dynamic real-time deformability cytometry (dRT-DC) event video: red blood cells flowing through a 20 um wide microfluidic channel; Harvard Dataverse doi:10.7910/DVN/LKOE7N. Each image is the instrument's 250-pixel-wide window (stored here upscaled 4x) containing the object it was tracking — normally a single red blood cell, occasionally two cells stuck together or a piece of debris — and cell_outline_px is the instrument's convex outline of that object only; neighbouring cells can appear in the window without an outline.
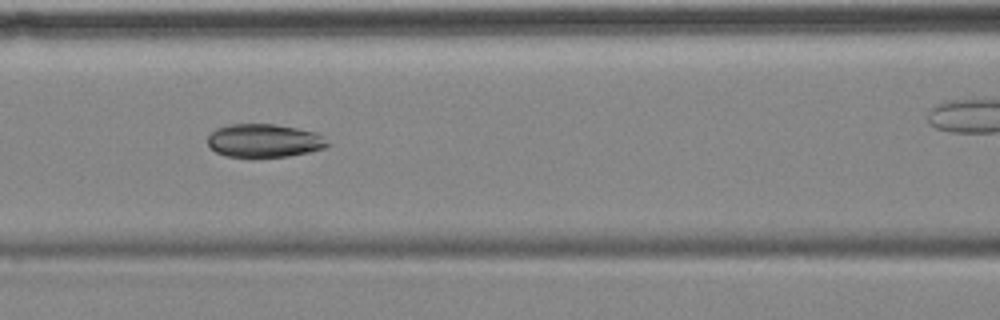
{"species": "common noctule bat (a hibernating species)", "species_latin": "Nyctalus noctula", "temperature_condition": "cold", "stored_images_in_passage": 13, "camera_frame_rate_fps": 3000, "um_per_image_px": 0.085, "animal": {"sex": "female", "body_mass_g": 18.4}, "frame": {"image": 1, "passage_image": 6, "time_ms": 5.667, "image_size_px": [1000, 320], "cell_outline_px": [[328, 144], [324, 148], [308, 152], [288, 156], [224, 156], [216, 152], [208, 144], [208, 136], [216, 128], [232, 124], [276, 124], [316, 132], [324, 136]], "centroid_in_image_um": [22.45, 11.94], "position_along_channel_um": 144.1, "area_um2": 23.0}}
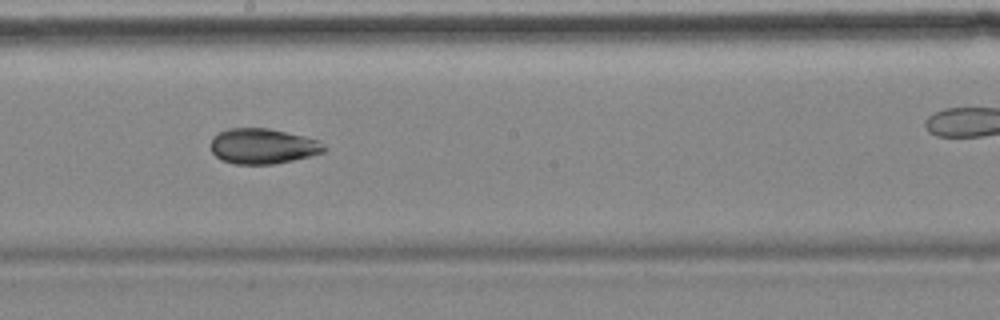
{"frame": {"image": 2, "passage_image": 8, "time_ms": 8.0, "image_size_px": [1000, 320], "cell_outline_px": [[328, 148], [324, 152], [312, 156], [272, 164], [236, 164], [220, 160], [212, 152], [212, 136], [228, 128], [268, 128], [304, 136], [320, 140]], "centroid_in_image_um": [22.37, 12.42], "position_along_channel_um": 225.8, "area_um2": 23.47}}